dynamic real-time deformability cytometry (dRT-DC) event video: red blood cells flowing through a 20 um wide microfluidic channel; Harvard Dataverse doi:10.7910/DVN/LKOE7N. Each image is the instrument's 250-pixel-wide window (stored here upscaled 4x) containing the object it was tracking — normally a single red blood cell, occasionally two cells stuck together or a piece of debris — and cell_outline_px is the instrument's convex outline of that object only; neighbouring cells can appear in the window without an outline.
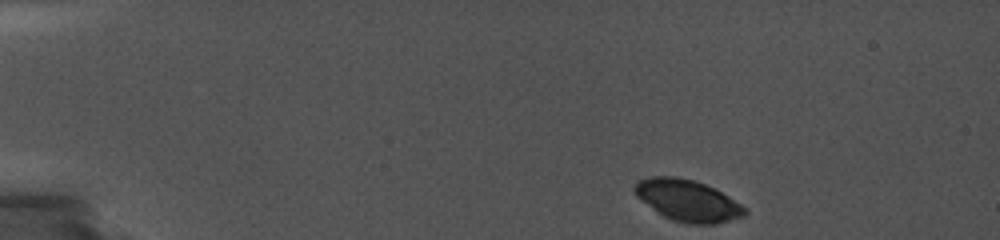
{"species": "common noctule bat (a hibernating species)", "species_latin": "Nyctalus noctula", "temperature_condition": "cold", "stored_images_in_passage": 28, "camera_frame_rate_fps": 5000, "um_per_image_px": 0.085, "animal": {"sex": "female", "body_mass_g": 19.0, "forearm_length_mm": 56.7}, "frame": {"image": 1, "passage_image": 1, "time_ms": 0.0, "image_size_px": [1000, 240], "cell_outline_px": [[748, 212], [744, 216], [716, 224], [688, 224], [672, 220], [656, 212], [636, 196], [632, 188], [640, 180], [652, 176], [676, 176], [692, 180], [704, 184], [728, 196], [740, 204]], "centroid_in_image_um": [58.42, 17.05], "position_along_channel_um": 26.6, "area_um2": 26.41}}
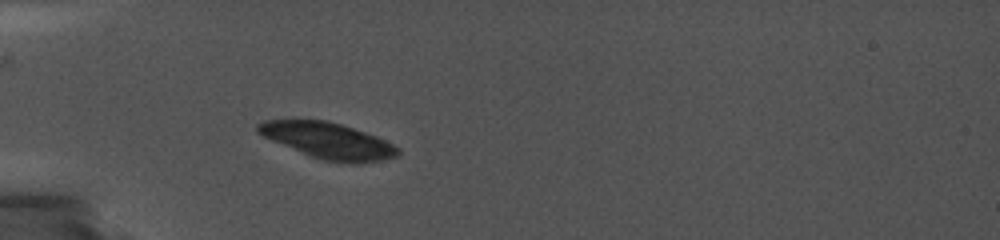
{"frame": {"image": 2, "passage_image": 21, "time_ms": 3.2, "image_size_px": [1000, 240], "cell_outline_px": [[400, 156], [384, 160], [360, 164], [352, 164], [324, 160], [312, 156], [272, 140], [256, 132], [256, 124], [264, 120], [324, 120], [340, 124], [376, 136], [400, 148]], "centroid_in_image_um": [27.93, 11.97], "position_along_channel_um": 57.1, "area_um2": 29.19}}